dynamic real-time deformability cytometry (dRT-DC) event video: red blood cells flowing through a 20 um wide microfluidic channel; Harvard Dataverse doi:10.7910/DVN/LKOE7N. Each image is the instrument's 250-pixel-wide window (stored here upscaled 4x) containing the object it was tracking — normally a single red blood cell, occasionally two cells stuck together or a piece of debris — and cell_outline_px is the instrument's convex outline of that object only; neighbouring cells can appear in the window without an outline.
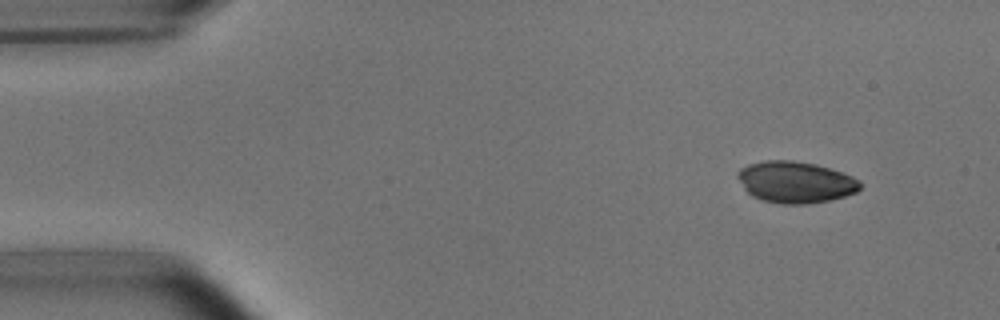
{"species": "common noctule bat (a hibernating species)", "species_latin": "Nyctalus noctula", "temperature_condition": "room temperature", "stored_images_in_passage": 48, "camera_frame_rate_fps": 3000, "um_per_image_px": 0.085, "animal": {"sex": "male", "body_mass_g": 15.6}, "frame": {"image": 1, "passage_image": 1, "time_ms": 0.0, "image_size_px": [1000, 320], "cell_outline_px": [[860, 188], [856, 192], [844, 196], [828, 200], [808, 204], [780, 204], [764, 200], [752, 196], [744, 188], [736, 176], [736, 172], [740, 168], [748, 164], [764, 160], [792, 160], [816, 164], [852, 176], [860, 180]], "centroid_in_image_um": [67.58, 15.47], "position_along_channel_um": 17.4, "area_um2": 29.59}}
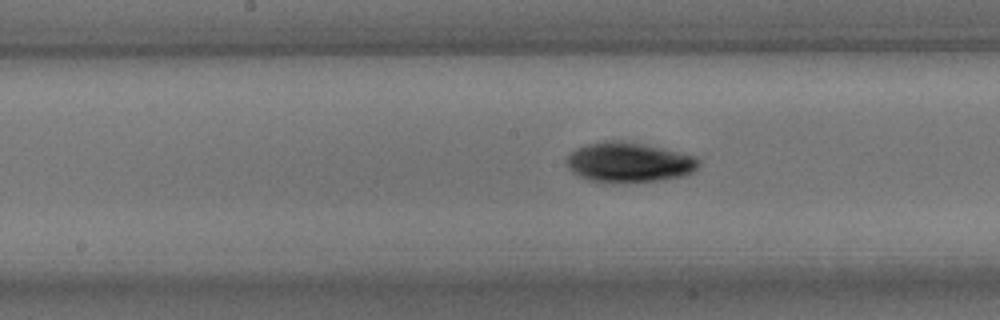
{"frame": {"image": 2, "passage_image": 22, "time_ms": 7.0, "image_size_px": [1000, 320], "cell_outline_px": [[700, 164], [696, 172], [684, 176], [660, 180], [612, 184], [588, 180], [572, 172], [568, 168], [568, 152], [576, 148], [588, 144], [604, 140], [620, 140], [644, 144], [692, 156]], "centroid_in_image_um": [53.42, 13.82], "position_along_channel_um": 194.8, "area_um2": 30.92}}
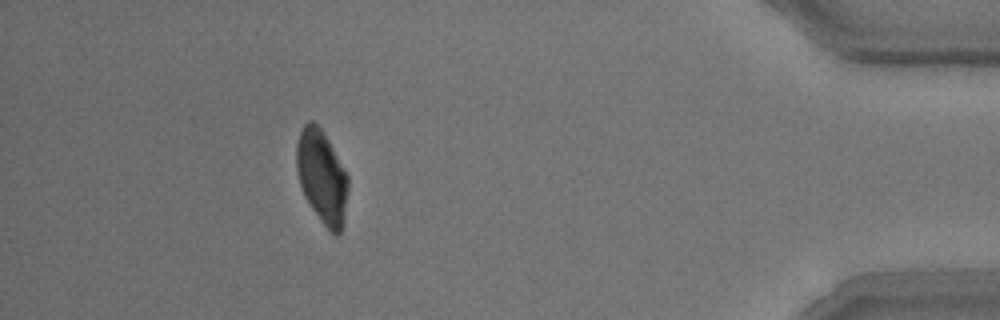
{"frame": {"image": 3, "passage_image": 43, "time_ms": 14.0, "image_size_px": [1000, 320], "cell_outline_px": [[348, 188], [344, 224], [340, 232], [336, 236], [320, 220], [304, 196], [300, 184], [296, 168], [296, 144], [300, 132], [304, 124], [308, 120], [312, 120], [320, 128], [328, 140], [348, 176]], "centroid_in_image_um": [27.36, 15.03], "position_along_channel_um": 407.8, "area_um2": 27.86}, "authors_computed_cell_mechanics": {"area_um2": 29.6225, "velocity_mm_per_s": 3.8115, "shape_relaxation_time_tau1_ms": 1.9973, "shape_relaxation_time_tau2_ms": null, "deformation_change_tau1": 0.0802, "deformation_change_tau2": null}}